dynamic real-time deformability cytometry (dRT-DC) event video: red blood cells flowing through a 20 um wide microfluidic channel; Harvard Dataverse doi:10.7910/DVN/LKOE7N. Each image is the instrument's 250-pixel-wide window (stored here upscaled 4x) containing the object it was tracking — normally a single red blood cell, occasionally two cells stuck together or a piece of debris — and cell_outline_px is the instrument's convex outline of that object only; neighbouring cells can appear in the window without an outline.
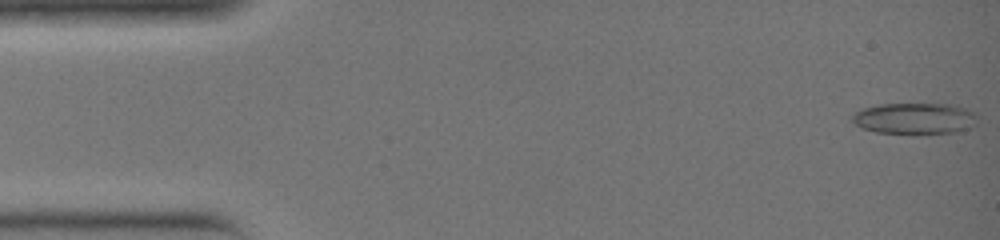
{"species": "common noctule bat (a hibernating species)", "species_latin": "Nyctalus noctula", "temperature_condition": "warm", "stored_images_in_passage": 36, "camera_frame_rate_fps": 3000, "um_per_image_px": 0.085, "animal": {"sex": "female", "body_mass_g": 19.0, "forearm_length_mm": 51.5}, "frame": {"image": 1, "passage_image": 1, "time_ms": 0.0, "image_size_px": [1000, 240], "cell_outline_px": [[976, 124], [968, 128], [952, 132], [916, 136], [876, 132], [864, 128], [856, 124], [852, 120], [852, 116], [856, 112], [864, 108], [880, 104], [948, 104], [964, 108], [972, 112], [976, 116]], "centroid_in_image_um": [77.74, 10.1], "position_along_channel_um": 7.3, "area_um2": 23.06}}
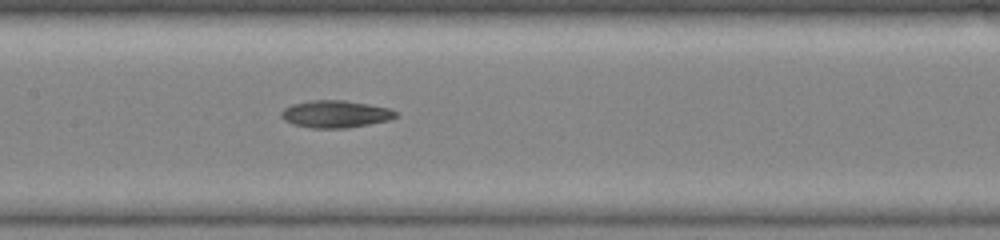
{"frame": {"image": 2, "passage_image": 18, "time_ms": 5.667, "image_size_px": [1000, 240], "cell_outline_px": [[400, 116], [388, 120], [348, 128], [312, 128], [292, 124], [284, 120], [280, 116], [280, 112], [284, 108], [292, 104], [312, 100], [344, 100], [392, 108], [400, 112]], "centroid_in_image_um": [28.55, 9.69], "position_along_channel_um": 178.8, "area_um2": 18.44}}
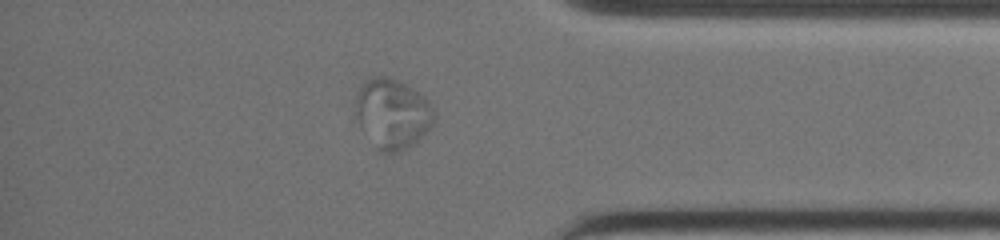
{"frame": {"image": 3, "passage_image": 31, "time_ms": 10.0, "image_size_px": [1000, 240], "cell_outline_px": [[436, 120], [424, 136], [416, 144], [408, 148], [396, 152], [380, 152], [376, 148], [352, 112], [356, 96], [360, 84], [368, 76], [388, 76], [400, 80], [408, 84], [424, 96], [432, 104], [436, 116]], "centroid_in_image_um": [33.36, 9.62], "position_along_channel_um": 401.8, "area_um2": 33.0}}